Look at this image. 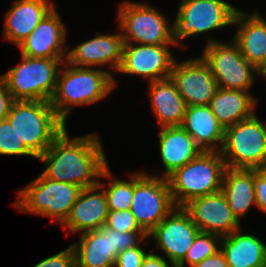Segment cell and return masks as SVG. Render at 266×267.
Listing matches in <instances>:
<instances>
[{"label": "cell", "mask_w": 266, "mask_h": 267, "mask_svg": "<svg viewBox=\"0 0 266 267\" xmlns=\"http://www.w3.org/2000/svg\"><path fill=\"white\" fill-rule=\"evenodd\" d=\"M148 84L149 104L159 127L181 126L187 106L171 78Z\"/></svg>", "instance_id": "cell-25"}, {"label": "cell", "mask_w": 266, "mask_h": 267, "mask_svg": "<svg viewBox=\"0 0 266 267\" xmlns=\"http://www.w3.org/2000/svg\"><path fill=\"white\" fill-rule=\"evenodd\" d=\"M140 243L136 247L121 251L116 258L115 267H141L148 252ZM142 245V246H141Z\"/></svg>", "instance_id": "cell-32"}, {"label": "cell", "mask_w": 266, "mask_h": 267, "mask_svg": "<svg viewBox=\"0 0 266 267\" xmlns=\"http://www.w3.org/2000/svg\"><path fill=\"white\" fill-rule=\"evenodd\" d=\"M186 106L209 105L219 86L201 56L175 60L170 74Z\"/></svg>", "instance_id": "cell-15"}, {"label": "cell", "mask_w": 266, "mask_h": 267, "mask_svg": "<svg viewBox=\"0 0 266 267\" xmlns=\"http://www.w3.org/2000/svg\"><path fill=\"white\" fill-rule=\"evenodd\" d=\"M221 238V236L213 233L200 232L184 259L176 267H187L186 264L188 267H193L207 257L214 255L220 250Z\"/></svg>", "instance_id": "cell-29"}, {"label": "cell", "mask_w": 266, "mask_h": 267, "mask_svg": "<svg viewBox=\"0 0 266 267\" xmlns=\"http://www.w3.org/2000/svg\"><path fill=\"white\" fill-rule=\"evenodd\" d=\"M64 61L21 54V62L1 76L14 100L50 102Z\"/></svg>", "instance_id": "cell-6"}, {"label": "cell", "mask_w": 266, "mask_h": 267, "mask_svg": "<svg viewBox=\"0 0 266 267\" xmlns=\"http://www.w3.org/2000/svg\"><path fill=\"white\" fill-rule=\"evenodd\" d=\"M6 119L19 140L38 158L66 129L49 101L14 100Z\"/></svg>", "instance_id": "cell-3"}, {"label": "cell", "mask_w": 266, "mask_h": 267, "mask_svg": "<svg viewBox=\"0 0 266 267\" xmlns=\"http://www.w3.org/2000/svg\"><path fill=\"white\" fill-rule=\"evenodd\" d=\"M82 189L78 185L46 178L41 173L24 189L17 191L18 199L12 206L19 212L51 218L55 224L62 225Z\"/></svg>", "instance_id": "cell-5"}, {"label": "cell", "mask_w": 266, "mask_h": 267, "mask_svg": "<svg viewBox=\"0 0 266 267\" xmlns=\"http://www.w3.org/2000/svg\"><path fill=\"white\" fill-rule=\"evenodd\" d=\"M256 74L257 76H259V78L263 77L266 79V55L260 62V64L256 67Z\"/></svg>", "instance_id": "cell-38"}, {"label": "cell", "mask_w": 266, "mask_h": 267, "mask_svg": "<svg viewBox=\"0 0 266 267\" xmlns=\"http://www.w3.org/2000/svg\"><path fill=\"white\" fill-rule=\"evenodd\" d=\"M181 127L203 151H221L225 128L209 105L187 106Z\"/></svg>", "instance_id": "cell-23"}, {"label": "cell", "mask_w": 266, "mask_h": 267, "mask_svg": "<svg viewBox=\"0 0 266 267\" xmlns=\"http://www.w3.org/2000/svg\"><path fill=\"white\" fill-rule=\"evenodd\" d=\"M61 18L54 7L34 31L17 46L21 50L20 53L29 57L66 60L67 30Z\"/></svg>", "instance_id": "cell-17"}, {"label": "cell", "mask_w": 266, "mask_h": 267, "mask_svg": "<svg viewBox=\"0 0 266 267\" xmlns=\"http://www.w3.org/2000/svg\"><path fill=\"white\" fill-rule=\"evenodd\" d=\"M211 37L206 40L201 57L210 67L219 88L250 91L257 79L256 67L242 56L232 39L227 43Z\"/></svg>", "instance_id": "cell-11"}, {"label": "cell", "mask_w": 266, "mask_h": 267, "mask_svg": "<svg viewBox=\"0 0 266 267\" xmlns=\"http://www.w3.org/2000/svg\"><path fill=\"white\" fill-rule=\"evenodd\" d=\"M102 35L95 32V37L78 44L72 49H67L66 62L76 67L98 68L108 65L118 71L123 54L124 41L120 32ZM120 32V33H119Z\"/></svg>", "instance_id": "cell-18"}, {"label": "cell", "mask_w": 266, "mask_h": 267, "mask_svg": "<svg viewBox=\"0 0 266 267\" xmlns=\"http://www.w3.org/2000/svg\"><path fill=\"white\" fill-rule=\"evenodd\" d=\"M51 0H15L4 18L3 40L21 44L55 7Z\"/></svg>", "instance_id": "cell-20"}, {"label": "cell", "mask_w": 266, "mask_h": 267, "mask_svg": "<svg viewBox=\"0 0 266 267\" xmlns=\"http://www.w3.org/2000/svg\"><path fill=\"white\" fill-rule=\"evenodd\" d=\"M116 18L124 44L175 45L172 23L149 4L122 1Z\"/></svg>", "instance_id": "cell-7"}, {"label": "cell", "mask_w": 266, "mask_h": 267, "mask_svg": "<svg viewBox=\"0 0 266 267\" xmlns=\"http://www.w3.org/2000/svg\"><path fill=\"white\" fill-rule=\"evenodd\" d=\"M32 267H76V257L73 247L70 245L65 250H61Z\"/></svg>", "instance_id": "cell-33"}, {"label": "cell", "mask_w": 266, "mask_h": 267, "mask_svg": "<svg viewBox=\"0 0 266 267\" xmlns=\"http://www.w3.org/2000/svg\"><path fill=\"white\" fill-rule=\"evenodd\" d=\"M236 26L232 41L242 56L257 67L266 55V19L259 11L243 12L238 9L233 20Z\"/></svg>", "instance_id": "cell-21"}, {"label": "cell", "mask_w": 266, "mask_h": 267, "mask_svg": "<svg viewBox=\"0 0 266 267\" xmlns=\"http://www.w3.org/2000/svg\"><path fill=\"white\" fill-rule=\"evenodd\" d=\"M257 113L225 128L221 155L226 167L266 168V120Z\"/></svg>", "instance_id": "cell-8"}, {"label": "cell", "mask_w": 266, "mask_h": 267, "mask_svg": "<svg viewBox=\"0 0 266 267\" xmlns=\"http://www.w3.org/2000/svg\"><path fill=\"white\" fill-rule=\"evenodd\" d=\"M256 208L266 214V168L253 169Z\"/></svg>", "instance_id": "cell-34"}, {"label": "cell", "mask_w": 266, "mask_h": 267, "mask_svg": "<svg viewBox=\"0 0 266 267\" xmlns=\"http://www.w3.org/2000/svg\"><path fill=\"white\" fill-rule=\"evenodd\" d=\"M108 213L105 191L96 184L82 189L62 226L73 234L97 230L105 225Z\"/></svg>", "instance_id": "cell-19"}, {"label": "cell", "mask_w": 266, "mask_h": 267, "mask_svg": "<svg viewBox=\"0 0 266 267\" xmlns=\"http://www.w3.org/2000/svg\"><path fill=\"white\" fill-rule=\"evenodd\" d=\"M14 99L7 89L4 78L0 75V120L6 119Z\"/></svg>", "instance_id": "cell-35"}, {"label": "cell", "mask_w": 266, "mask_h": 267, "mask_svg": "<svg viewBox=\"0 0 266 267\" xmlns=\"http://www.w3.org/2000/svg\"><path fill=\"white\" fill-rule=\"evenodd\" d=\"M221 192L232 213L240 222L253 205L256 207L253 169L226 167Z\"/></svg>", "instance_id": "cell-27"}, {"label": "cell", "mask_w": 266, "mask_h": 267, "mask_svg": "<svg viewBox=\"0 0 266 267\" xmlns=\"http://www.w3.org/2000/svg\"><path fill=\"white\" fill-rule=\"evenodd\" d=\"M158 137L159 154L164 165L161 176L165 178L203 151L181 126L161 127Z\"/></svg>", "instance_id": "cell-22"}, {"label": "cell", "mask_w": 266, "mask_h": 267, "mask_svg": "<svg viewBox=\"0 0 266 267\" xmlns=\"http://www.w3.org/2000/svg\"><path fill=\"white\" fill-rule=\"evenodd\" d=\"M66 129L37 159L44 164L42 174L49 179L88 188L99 183L109 165L98 133L70 137Z\"/></svg>", "instance_id": "cell-1"}, {"label": "cell", "mask_w": 266, "mask_h": 267, "mask_svg": "<svg viewBox=\"0 0 266 267\" xmlns=\"http://www.w3.org/2000/svg\"><path fill=\"white\" fill-rule=\"evenodd\" d=\"M117 84L109 70L76 67L64 61L50 103L57 115L67 123L74 107L100 102L112 93Z\"/></svg>", "instance_id": "cell-2"}, {"label": "cell", "mask_w": 266, "mask_h": 267, "mask_svg": "<svg viewBox=\"0 0 266 267\" xmlns=\"http://www.w3.org/2000/svg\"><path fill=\"white\" fill-rule=\"evenodd\" d=\"M193 267H228L225 255L221 250L214 255L207 257L200 263L195 264Z\"/></svg>", "instance_id": "cell-36"}, {"label": "cell", "mask_w": 266, "mask_h": 267, "mask_svg": "<svg viewBox=\"0 0 266 267\" xmlns=\"http://www.w3.org/2000/svg\"><path fill=\"white\" fill-rule=\"evenodd\" d=\"M225 169L221 152L202 151L192 161L174 170L166 178L176 207L221 191Z\"/></svg>", "instance_id": "cell-4"}, {"label": "cell", "mask_w": 266, "mask_h": 267, "mask_svg": "<svg viewBox=\"0 0 266 267\" xmlns=\"http://www.w3.org/2000/svg\"><path fill=\"white\" fill-rule=\"evenodd\" d=\"M237 10L224 0H180L172 22L175 45L182 46V39L232 26Z\"/></svg>", "instance_id": "cell-10"}, {"label": "cell", "mask_w": 266, "mask_h": 267, "mask_svg": "<svg viewBox=\"0 0 266 267\" xmlns=\"http://www.w3.org/2000/svg\"><path fill=\"white\" fill-rule=\"evenodd\" d=\"M154 251L148 252L145 256L141 267H173L169 265L170 263L166 261L164 256L158 255Z\"/></svg>", "instance_id": "cell-37"}, {"label": "cell", "mask_w": 266, "mask_h": 267, "mask_svg": "<svg viewBox=\"0 0 266 267\" xmlns=\"http://www.w3.org/2000/svg\"><path fill=\"white\" fill-rule=\"evenodd\" d=\"M104 227L108 229H115L119 233L131 231H144L136 221L135 216L131 210L113 211L109 210L107 220Z\"/></svg>", "instance_id": "cell-31"}, {"label": "cell", "mask_w": 266, "mask_h": 267, "mask_svg": "<svg viewBox=\"0 0 266 267\" xmlns=\"http://www.w3.org/2000/svg\"><path fill=\"white\" fill-rule=\"evenodd\" d=\"M99 185L104 189L108 210L125 211L130 209L134 193V173L129 174V180H121L112 174L109 165L100 175ZM102 179L110 180L107 184ZM112 179V180H111ZM107 188H106V187Z\"/></svg>", "instance_id": "cell-28"}, {"label": "cell", "mask_w": 266, "mask_h": 267, "mask_svg": "<svg viewBox=\"0 0 266 267\" xmlns=\"http://www.w3.org/2000/svg\"><path fill=\"white\" fill-rule=\"evenodd\" d=\"M80 234L78 241L71 244L76 257V267H115L117 255L126 249L147 243L145 231L119 233L106 227Z\"/></svg>", "instance_id": "cell-9"}, {"label": "cell", "mask_w": 266, "mask_h": 267, "mask_svg": "<svg viewBox=\"0 0 266 267\" xmlns=\"http://www.w3.org/2000/svg\"><path fill=\"white\" fill-rule=\"evenodd\" d=\"M183 208L201 232L223 237L242 227L221 191L194 198Z\"/></svg>", "instance_id": "cell-16"}, {"label": "cell", "mask_w": 266, "mask_h": 267, "mask_svg": "<svg viewBox=\"0 0 266 267\" xmlns=\"http://www.w3.org/2000/svg\"><path fill=\"white\" fill-rule=\"evenodd\" d=\"M176 45L124 44L117 74L139 76L148 82L170 77L176 60L170 47Z\"/></svg>", "instance_id": "cell-14"}, {"label": "cell", "mask_w": 266, "mask_h": 267, "mask_svg": "<svg viewBox=\"0 0 266 267\" xmlns=\"http://www.w3.org/2000/svg\"><path fill=\"white\" fill-rule=\"evenodd\" d=\"M242 227L223 236L220 250L228 267H266V243L252 233H242Z\"/></svg>", "instance_id": "cell-24"}, {"label": "cell", "mask_w": 266, "mask_h": 267, "mask_svg": "<svg viewBox=\"0 0 266 267\" xmlns=\"http://www.w3.org/2000/svg\"><path fill=\"white\" fill-rule=\"evenodd\" d=\"M201 231L183 207H175L147 236L173 267L186 256ZM153 240V241H152Z\"/></svg>", "instance_id": "cell-13"}, {"label": "cell", "mask_w": 266, "mask_h": 267, "mask_svg": "<svg viewBox=\"0 0 266 267\" xmlns=\"http://www.w3.org/2000/svg\"><path fill=\"white\" fill-rule=\"evenodd\" d=\"M257 99L250 91L219 88L209 106L218 122L227 128L253 116Z\"/></svg>", "instance_id": "cell-26"}, {"label": "cell", "mask_w": 266, "mask_h": 267, "mask_svg": "<svg viewBox=\"0 0 266 267\" xmlns=\"http://www.w3.org/2000/svg\"><path fill=\"white\" fill-rule=\"evenodd\" d=\"M176 207L167 178L134 172V193L130 210L139 226L149 234Z\"/></svg>", "instance_id": "cell-12"}, {"label": "cell", "mask_w": 266, "mask_h": 267, "mask_svg": "<svg viewBox=\"0 0 266 267\" xmlns=\"http://www.w3.org/2000/svg\"><path fill=\"white\" fill-rule=\"evenodd\" d=\"M0 155L29 156L37 159L19 140L15 129L7 119L0 120Z\"/></svg>", "instance_id": "cell-30"}]
</instances>
